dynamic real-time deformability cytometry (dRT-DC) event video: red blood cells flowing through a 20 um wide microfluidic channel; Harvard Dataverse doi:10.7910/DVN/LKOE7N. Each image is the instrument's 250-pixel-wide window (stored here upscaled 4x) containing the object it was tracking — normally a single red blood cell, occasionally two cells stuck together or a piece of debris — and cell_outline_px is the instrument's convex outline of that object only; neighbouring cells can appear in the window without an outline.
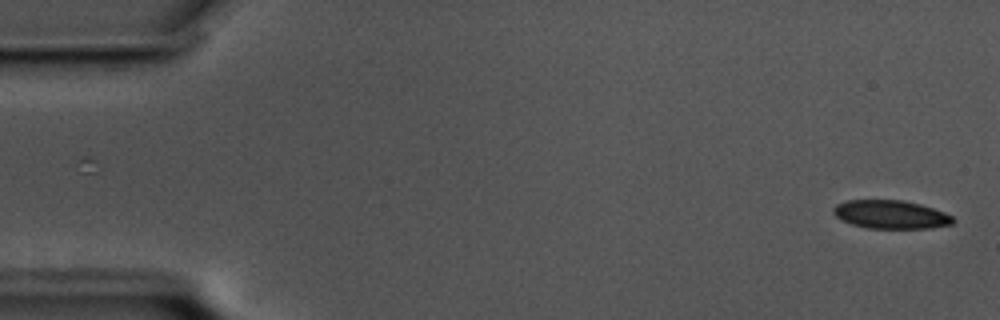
{"species": "common noctule bat (a hibernating species)", "species_latin": "Nyctalus noctula", "temperature_condition": "cold", "stored_images_in_passage": 57, "camera_frame_rate_fps": 3000, "um_per_image_px": 0.085, "animal": {"sex": "male", "body_mass_g": 17.5, "forearm_length_mm": 52.3}, "frame": {"image": 1, "passage_image": 1, "time_ms": 0.0, "image_size_px": [1000, 320], "cell_outline_px": [[956, 220], [952, 224], [932, 228], [868, 228], [852, 224], [840, 220], [832, 212], [832, 208], [836, 204], [848, 200], [904, 200], [920, 204], [944, 212], [952, 216]], "centroid_in_image_um": [75.71, 18.23], "position_along_channel_um": 9.3, "area_um2": 19.88}}
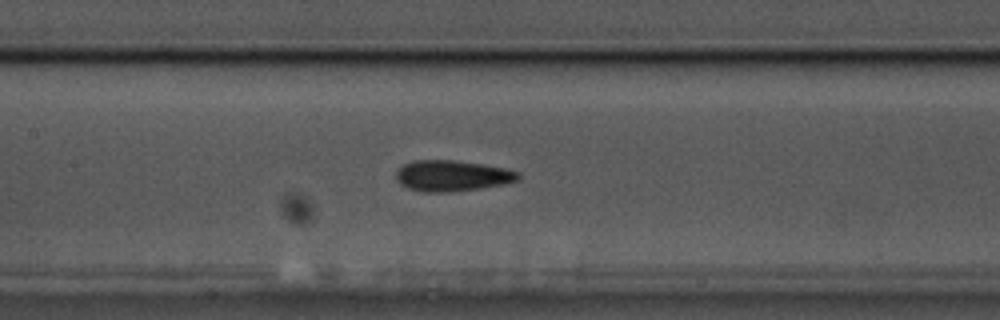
{"frame": {"image": 2, "passage_image": 26, "time_ms": 8.333, "image_size_px": [1000, 320], "cell_outline_px": [[520, 176], [516, 180], [504, 184], [480, 188], [448, 192], [424, 192], [408, 188], [400, 184], [396, 180], [396, 172], [404, 164], [412, 160], [456, 160], [504, 168], [520, 172]], "centroid_in_image_um": [38.4, 14.94], "position_along_channel_um": 169.0, "area_um2": 21.91}}
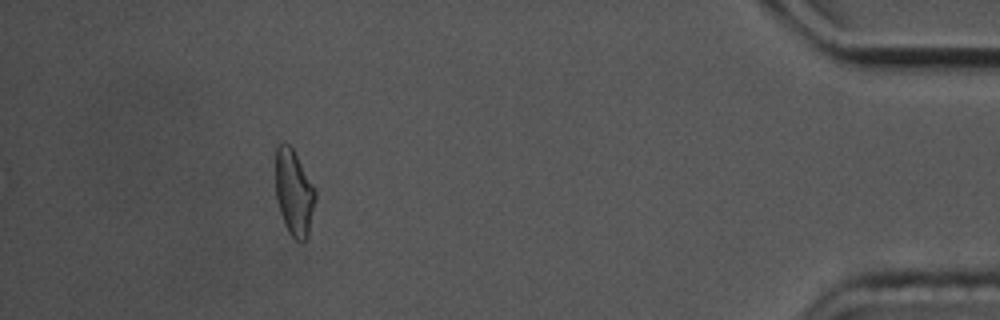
{"frame": {"image": 3, "passage_image": 52, "time_ms": 17.0, "image_size_px": [1000, 320], "cell_outline_px": [[316, 200], [308, 236], [304, 240], [296, 240], [288, 232], [284, 224], [276, 200], [276, 148], [280, 144], [288, 144], [292, 148], [316, 188]], "centroid_in_image_um": [25.0, 16.4], "position_along_channel_um": 410.2, "area_um2": 19.94}, "authors_computed_cell_mechanics": {"area_um2": 21.097, "velocity_mm_per_s": 3.4626, "shape_relaxation_time_tau1_ms": 4.621, "shape_relaxation_time_tau2_ms": 4.8253, "deformation_change_tau1": 0.1028, "deformation_change_tau2": 0.1186}}